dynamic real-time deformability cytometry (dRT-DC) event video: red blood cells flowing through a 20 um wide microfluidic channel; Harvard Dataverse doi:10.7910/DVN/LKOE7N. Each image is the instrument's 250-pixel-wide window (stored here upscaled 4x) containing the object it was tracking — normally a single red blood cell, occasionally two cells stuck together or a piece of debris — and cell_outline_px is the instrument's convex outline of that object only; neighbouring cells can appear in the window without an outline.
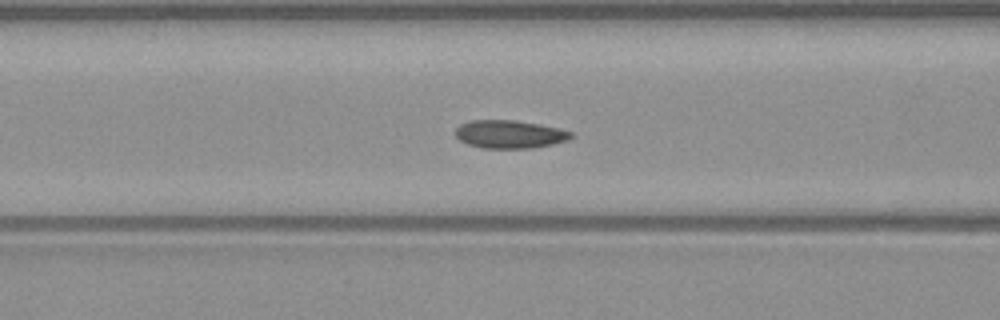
{"species": "common noctule bat (a hibernating species)", "species_latin": "Nyctalus noctula", "temperature_condition": "warm", "stored_images_in_passage": 52, "camera_frame_rate_fps": 3000, "um_per_image_px": 0.085, "animal": {"sex": "male", "body_mass_g": 23.1, "forearm_length_mm": 52.7}, "frame": {"image": 1, "passage_image": 21, "time_ms": 6.667, "image_size_px": [1000, 320], "cell_outline_px": [[576, 136], [568, 140], [552, 144], [532, 148], [480, 148], [468, 144], [460, 140], [456, 136], [456, 128], [460, 124], [472, 120], [516, 120], [540, 124], [572, 132]], "centroid_in_image_um": [43.33, 11.41], "position_along_channel_um": 123.3, "area_um2": 18.96}}
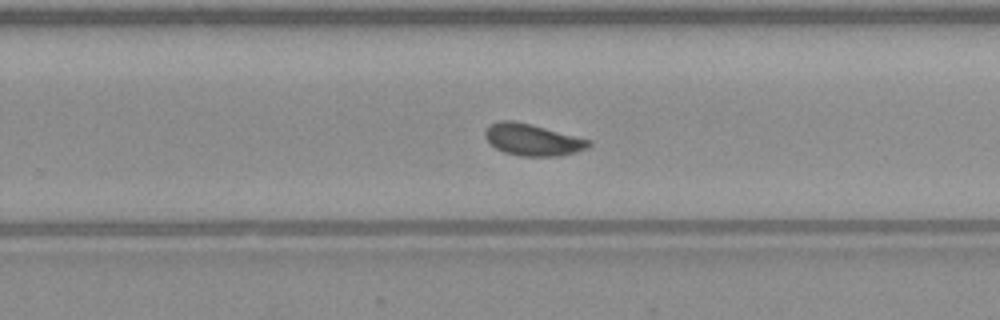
{"frame": {"image": 2, "passage_image": 33, "time_ms": 10.667, "image_size_px": [1000, 320], "cell_outline_px": [[592, 144], [588, 148], [576, 152], [560, 156], [520, 156], [504, 152], [496, 148], [484, 136], [484, 132], [492, 124], [500, 120], [516, 120], [532, 124], [592, 140]], "centroid_in_image_um": [45.31, 11.87], "position_along_channel_um": 284.5, "area_um2": 19.25}}
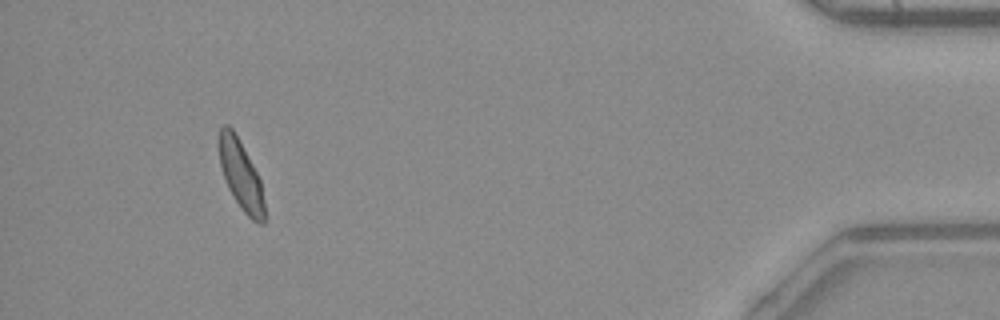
{"frame": {"image": 3, "passage_image": 48, "time_ms": 15.667, "image_size_px": [1000, 320], "cell_outline_px": [[264, 224], [260, 224], [252, 220], [244, 212], [228, 188], [220, 164], [216, 140], [220, 128], [224, 124], [228, 124], [232, 128], [240, 140], [260, 180], [264, 200]], "centroid_in_image_um": [20.43, 14.81], "position_along_channel_um": 414.8, "area_um2": 18.38}, "authors_computed_cell_mechanics": {"area_um2": 18.8428, "velocity_mm_per_s": 4.0354, "shape_relaxation_time_tau1_ms": null, "shape_relaxation_time_tau2_ms": 2.5195, "deformation_change_tau1": null, "deformation_change_tau2": 0.0628}}